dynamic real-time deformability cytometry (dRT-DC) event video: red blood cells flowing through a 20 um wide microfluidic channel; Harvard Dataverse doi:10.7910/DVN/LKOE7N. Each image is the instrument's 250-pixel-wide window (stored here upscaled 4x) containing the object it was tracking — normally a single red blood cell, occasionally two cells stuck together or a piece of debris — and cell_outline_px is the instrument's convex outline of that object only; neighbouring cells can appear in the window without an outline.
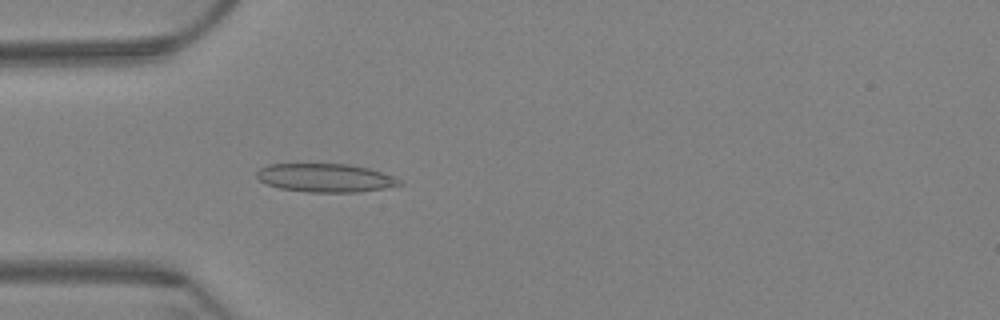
{"species": "Egyptian fruit bat (a non-hibernating species)", "species_latin": "Rousettus aegyptiacus", "temperature_condition": "warm", "stored_images_in_passage": 3, "camera_frame_rate_fps": 3000, "um_per_image_px": 0.085, "animal": {"sex": "female"}, "frame": {"image": 1, "passage_image": 3, "time_ms": 0.667, "image_size_px": [1000, 320], "cell_outline_px": [[404, 184], [384, 188], [356, 192], [308, 192], [280, 188], [268, 184], [260, 180], [256, 176], [256, 172], [260, 168], [268, 164], [348, 164], [368, 168], [392, 176], [400, 180]], "centroid_in_image_um": [27.64, 15.11], "position_along_channel_um": 57.4, "area_um2": 23.47}}